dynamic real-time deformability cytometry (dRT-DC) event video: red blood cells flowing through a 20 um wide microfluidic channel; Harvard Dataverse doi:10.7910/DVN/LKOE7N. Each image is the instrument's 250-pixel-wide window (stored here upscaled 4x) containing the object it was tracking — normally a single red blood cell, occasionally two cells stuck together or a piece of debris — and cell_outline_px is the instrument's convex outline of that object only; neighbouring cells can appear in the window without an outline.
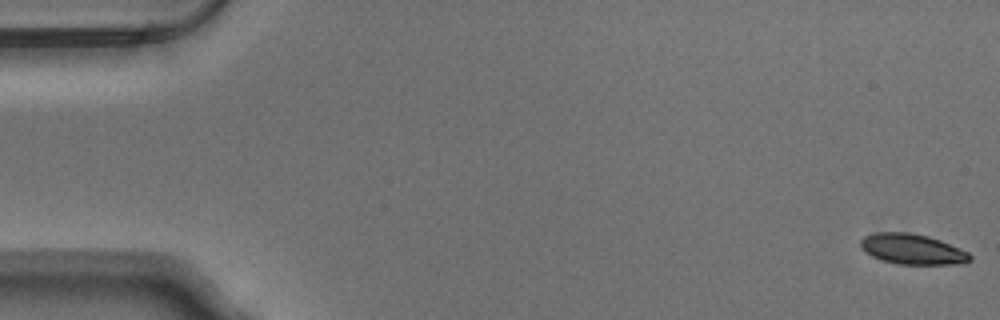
{"species": "Egyptian fruit bat (a non-hibernating species)", "species_latin": "Rousettus aegyptiacus", "temperature_condition": "warm", "stored_images_in_passage": 54, "camera_frame_rate_fps": 3000, "um_per_image_px": 0.085, "animal": {"sex": "male"}, "frame": {"image": 1, "passage_image": 1, "time_ms": 0.0, "image_size_px": [1000, 320], "cell_outline_px": [[972, 260], [956, 264], [896, 264], [880, 260], [872, 256], [860, 248], [860, 240], [864, 236], [876, 232], [908, 232], [928, 236], [940, 240], [960, 248], [968, 252], [972, 256]], "centroid_in_image_um": [77.53, 21.17], "position_along_channel_um": 7.5, "area_um2": 19.48}}
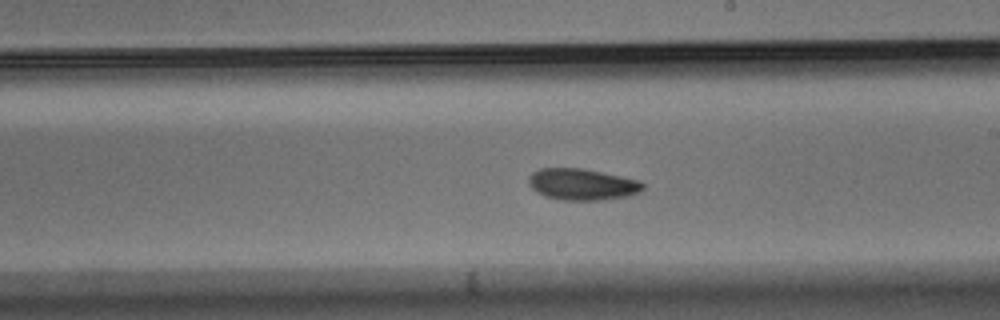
{"frame": {"image": 2, "passage_image": 31, "time_ms": 10.0, "image_size_px": [1000, 320], "cell_outline_px": [[644, 188], [640, 192], [628, 196], [600, 200], [564, 200], [544, 196], [536, 192], [532, 188], [528, 180], [528, 176], [532, 172], [540, 168], [580, 168], [640, 180], [644, 184]], "centroid_in_image_um": [49.47, 15.67], "position_along_channel_um": 239.5, "area_um2": 20.92}}
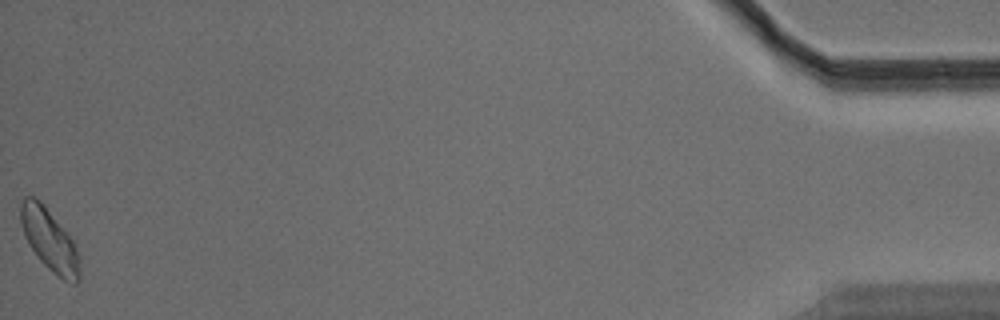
{"frame": {"image": 3, "passage_image": 54, "time_ms": 17.667, "image_size_px": [1000, 320], "cell_outline_px": [[80, 280], [76, 284], [72, 284], [64, 280], [52, 272], [40, 260], [32, 248], [20, 224], [20, 204], [24, 196], [36, 196], [44, 204], [68, 232], [80, 256]], "centroid_in_image_um": [4.24, 20.38], "position_along_channel_um": 431.0, "area_um2": 21.5}, "authors_computed_cell_mechanics": {"area_um2": 20.0566, "velocity_mm_per_s": 3.7687, "shape_relaxation_time_tau1_ms": 3.924, "shape_relaxation_time_tau2_ms": 9.6932, "deformation_change_tau1": 0.1264, "deformation_change_tau2": 0.1317}}